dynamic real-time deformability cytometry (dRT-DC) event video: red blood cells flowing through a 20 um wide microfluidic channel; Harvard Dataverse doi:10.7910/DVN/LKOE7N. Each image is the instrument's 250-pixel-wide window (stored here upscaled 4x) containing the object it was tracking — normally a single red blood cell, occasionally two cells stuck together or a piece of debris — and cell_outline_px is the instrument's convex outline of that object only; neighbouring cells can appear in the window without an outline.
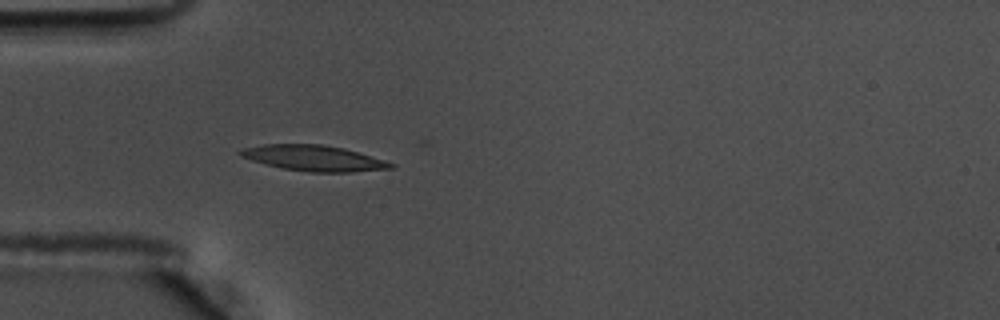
{"species": "common noctule bat (a hibernating species)", "species_latin": "Nyctalus noctula", "temperature_condition": "warm", "stored_images_in_passage": 11, "camera_frame_rate_fps": 3000, "um_per_image_px": 0.085, "animal": {"sex": "male", "body_mass_g": 17.5, "forearm_length_mm": 52.3}, "frame": {"image": 1, "passage_image": 9, "time_ms": 2.667, "image_size_px": [1000, 320], "cell_outline_px": [[396, 168], [352, 172], [308, 172], [284, 168], [264, 164], [240, 156], [236, 152], [244, 148], [264, 144], [320, 144], [344, 148], [384, 160], [396, 164]], "centroid_in_image_um": [26.68, 13.44], "position_along_channel_um": 58.3, "area_um2": 22.48}}